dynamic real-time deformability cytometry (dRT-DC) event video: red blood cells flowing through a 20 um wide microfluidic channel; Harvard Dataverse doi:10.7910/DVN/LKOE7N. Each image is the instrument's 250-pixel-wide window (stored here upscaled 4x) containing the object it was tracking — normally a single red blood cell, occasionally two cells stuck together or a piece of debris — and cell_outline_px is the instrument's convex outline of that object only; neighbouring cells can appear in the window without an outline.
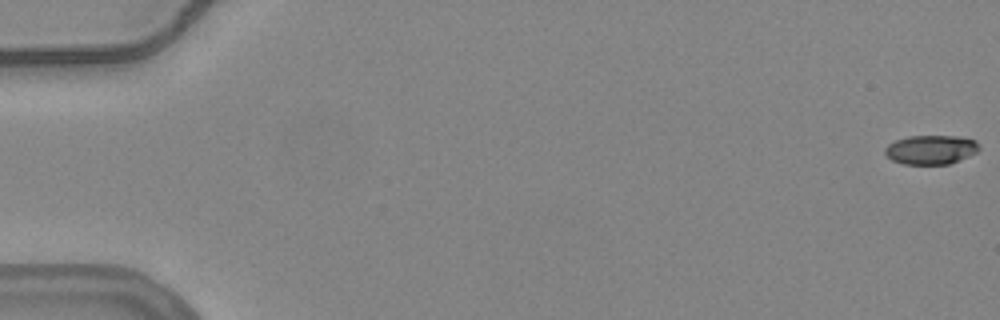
{"species": "common noctule bat (a hibernating species)", "species_latin": "Nyctalus noctula", "temperature_condition": "warm", "stored_images_in_passage": 56, "camera_frame_rate_fps": 3000, "um_per_image_px": 0.085, "animal": {"sex": "female", "body_mass_g": 24.6, "forearm_length_mm": 56.2}, "frame": {"image": 1, "passage_image": 1, "time_ms": 0.0, "image_size_px": [1000, 320], "cell_outline_px": [[980, 148], [976, 152], [968, 156], [948, 164], [904, 164], [892, 160], [884, 152], [884, 148], [888, 144], [896, 140], [908, 136], [960, 136], [976, 140]], "centroid_in_image_um": [79.12, 12.71], "position_along_channel_um": 5.9, "area_um2": 15.95}}
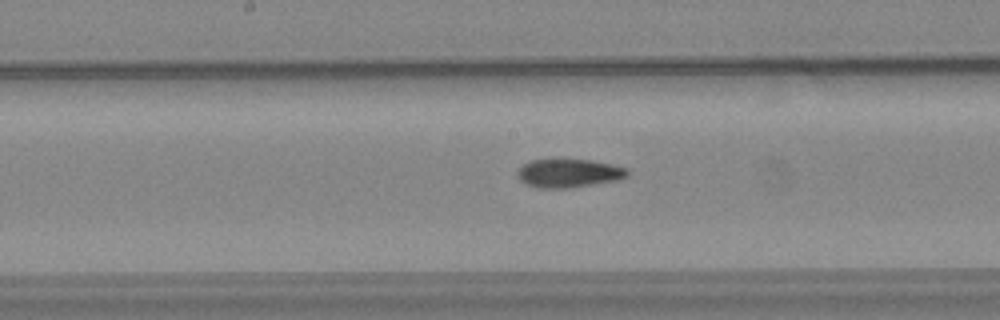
{"frame": {"image": 2, "passage_image": 30, "time_ms": 9.667, "image_size_px": [1000, 320], "cell_outline_px": [[628, 176], [620, 180], [568, 188], [540, 188], [528, 184], [520, 180], [516, 176], [516, 172], [524, 164], [532, 160], [548, 156], [560, 156], [592, 160], [612, 164], [628, 168]], "centroid_in_image_um": [48.34, 14.66], "position_along_channel_um": 199.9, "area_um2": 19.25}}
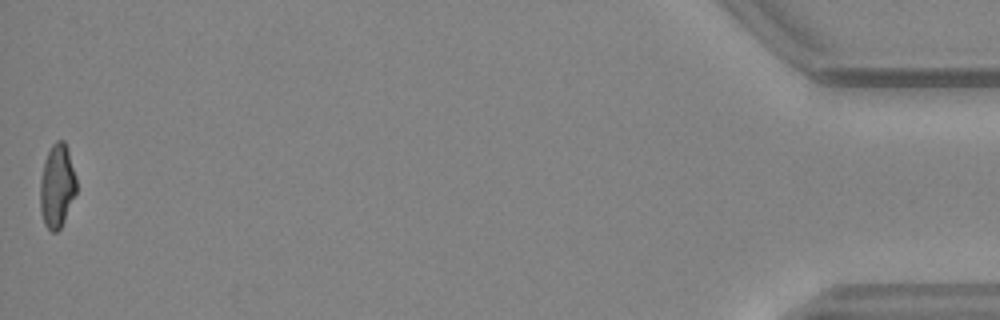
{"frame": {"image": 3, "passage_image": 56, "time_ms": 18.333, "image_size_px": [1000, 320], "cell_outline_px": [[76, 192], [64, 220], [60, 228], [56, 232], [52, 232], [44, 224], [40, 212], [40, 180], [44, 160], [52, 144], [56, 140], [64, 140], [68, 148], [76, 176]], "centroid_in_image_um": [4.84, 15.78], "position_along_channel_um": 430.4, "area_um2": 17.74}, "authors_computed_cell_mechanics": {"area_um2": 17.9758, "velocity_mm_per_s": 3.7734, "shape_relaxation_time_tau1_ms": 8.8337, "shape_relaxation_time_tau2_ms": 3.0587, "deformation_change_tau1": 0.246, "deformation_change_tau2": 0.107}}